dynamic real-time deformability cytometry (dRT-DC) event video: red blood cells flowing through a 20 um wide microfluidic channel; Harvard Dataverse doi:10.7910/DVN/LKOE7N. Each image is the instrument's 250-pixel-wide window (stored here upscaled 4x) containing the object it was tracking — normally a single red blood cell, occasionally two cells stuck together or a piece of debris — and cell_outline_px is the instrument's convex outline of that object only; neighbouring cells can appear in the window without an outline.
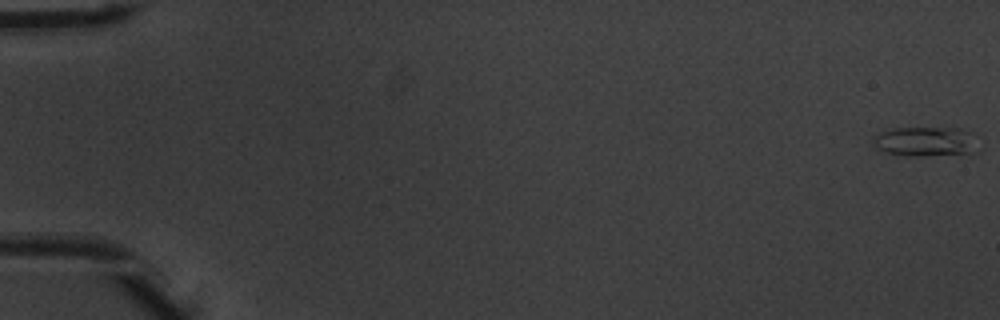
{"species": "common noctule bat (a hibernating species)", "species_latin": "Nyctalus noctula", "temperature_condition": "warm", "stored_images_in_passage": 53, "camera_frame_rate_fps": 3000, "um_per_image_px": 0.085, "animal": {"sex": "male", "body_mass_g": 20.1, "forearm_length_mm": 53.5}, "frame": {"image": 1, "passage_image": 1, "time_ms": 0.0, "image_size_px": [1000, 320], "cell_outline_px": [[980, 152], [928, 156], [904, 156], [884, 152], [872, 140], [872, 136], [888, 128], [960, 128], [968, 132]], "centroid_in_image_um": [78.63, 12.04], "position_along_channel_um": 6.4, "area_um2": 18.15}}
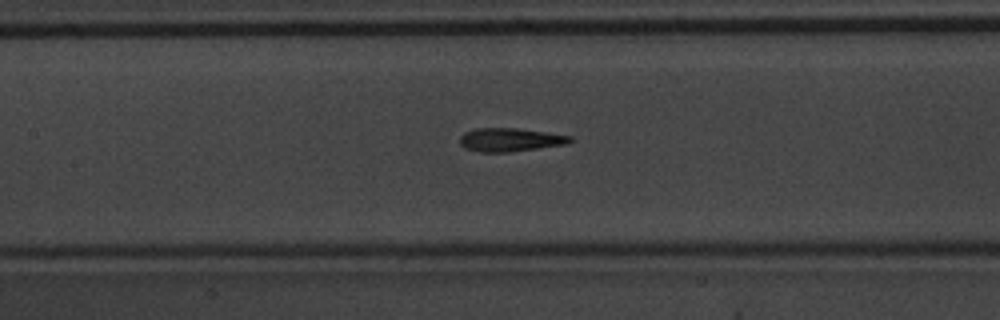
{"frame": {"image": 2, "passage_image": 26, "time_ms": 8.333, "image_size_px": [1000, 320], "cell_outline_px": [[576, 140], [568, 144], [508, 152], [480, 152], [464, 148], [460, 144], [460, 136], [464, 132], [476, 128], [516, 128], [572, 136]], "centroid_in_image_um": [43.37, 11.88], "position_along_channel_um": 164.0, "area_um2": 15.14}}
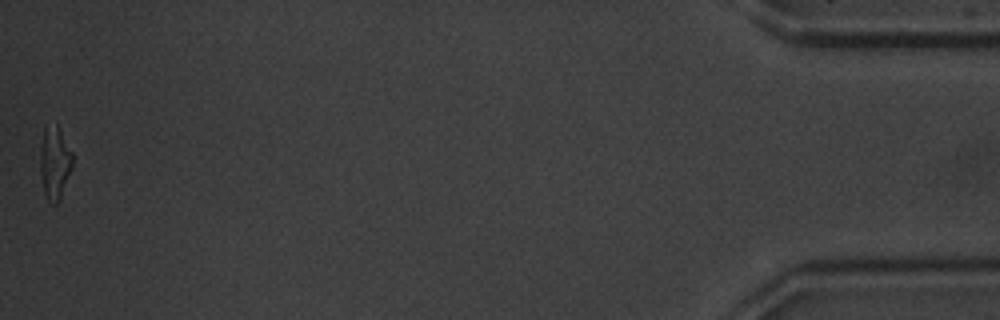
{"frame": {"image": 3, "passage_image": 53, "time_ms": 17.333, "image_size_px": [1000, 320], "cell_outline_px": [[72, 168], [60, 200], [56, 204], [52, 204], [48, 200], [44, 192], [40, 172], [40, 148], [44, 128], [56, 124], [72, 152]], "centroid_in_image_um": [4.64, 13.88], "position_along_channel_um": 430.6, "area_um2": 13.58}, "authors_computed_cell_mechanics": {"area_um2": 14.5656, "velocity_mm_per_s": 3.9419, "shape_relaxation_time_tau1_ms": 3.073, "shape_relaxation_time_tau2_ms": 2.1016, "deformation_change_tau1": 0.1863, "deformation_change_tau2": 0.1266}}